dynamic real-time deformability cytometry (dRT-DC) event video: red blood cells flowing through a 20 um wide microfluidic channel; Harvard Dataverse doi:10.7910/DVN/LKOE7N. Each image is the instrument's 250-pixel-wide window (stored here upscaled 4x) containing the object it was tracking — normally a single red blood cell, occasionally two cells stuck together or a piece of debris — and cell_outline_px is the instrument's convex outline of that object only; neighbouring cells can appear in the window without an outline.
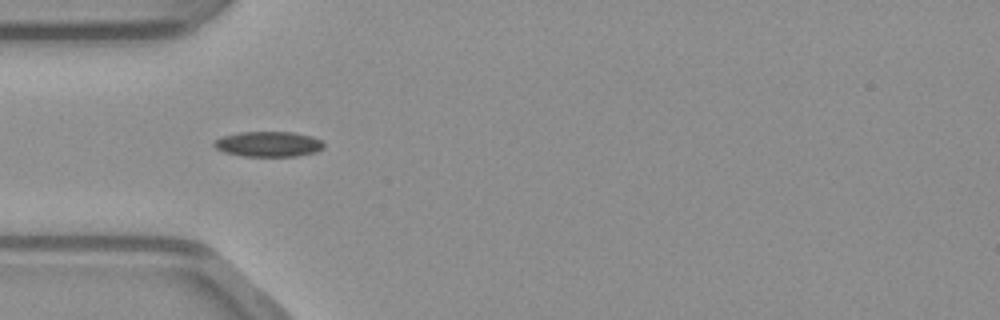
{"species": "common noctule bat (a hibernating species)", "species_latin": "Nyctalus noctula", "temperature_condition": "warm", "stored_images_in_passage": 38, "camera_frame_rate_fps": 3000, "um_per_image_px": 0.085, "animal": {"sex": "male", "body_mass_g": 23.1, "forearm_length_mm": 52.7}, "frame": {"image": 1, "passage_image": 4, "time_ms": 1.0, "image_size_px": [1000, 320], "cell_outline_px": [[324, 148], [316, 152], [296, 156], [244, 156], [224, 152], [216, 148], [212, 144], [220, 136], [240, 132], [292, 132], [312, 136], [320, 140], [324, 144]], "centroid_in_image_um": [22.81, 12.24], "position_along_channel_um": 62.2, "area_um2": 16.18}}
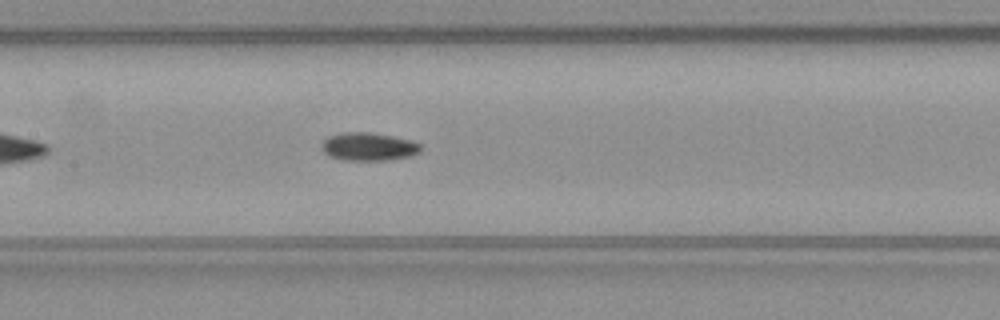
{"frame": {"image": 2, "passage_image": 12, "time_ms": 3.667, "image_size_px": [1000, 320], "cell_outline_px": [[420, 152], [408, 156], [392, 160], [340, 160], [328, 156], [320, 148], [320, 144], [328, 136], [340, 132], [368, 132], [392, 136], [412, 140], [420, 144]], "centroid_in_image_um": [31.27, 12.46], "position_along_channel_um": 176.1, "area_um2": 16.42}}
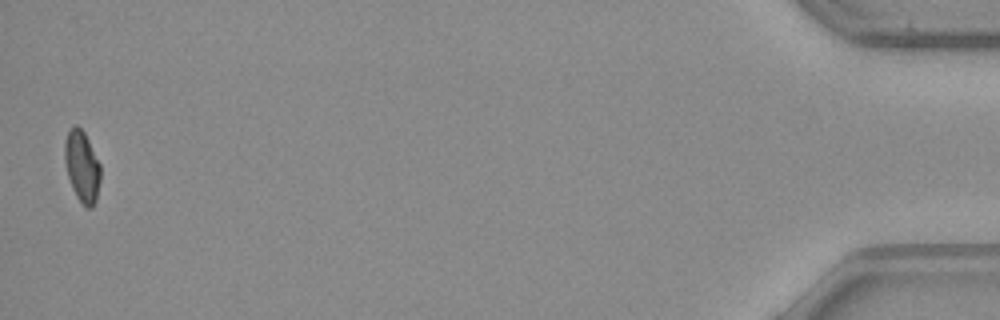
{"frame": {"image": 3, "passage_image": 37, "time_ms": 12.0, "image_size_px": [1000, 320], "cell_outline_px": [[100, 180], [96, 200], [92, 208], [88, 208], [76, 196], [72, 188], [64, 164], [64, 144], [68, 128], [76, 124], [84, 132], [100, 164]], "centroid_in_image_um": [6.95, 14.12], "position_along_channel_um": 428.3, "area_um2": 14.91}}